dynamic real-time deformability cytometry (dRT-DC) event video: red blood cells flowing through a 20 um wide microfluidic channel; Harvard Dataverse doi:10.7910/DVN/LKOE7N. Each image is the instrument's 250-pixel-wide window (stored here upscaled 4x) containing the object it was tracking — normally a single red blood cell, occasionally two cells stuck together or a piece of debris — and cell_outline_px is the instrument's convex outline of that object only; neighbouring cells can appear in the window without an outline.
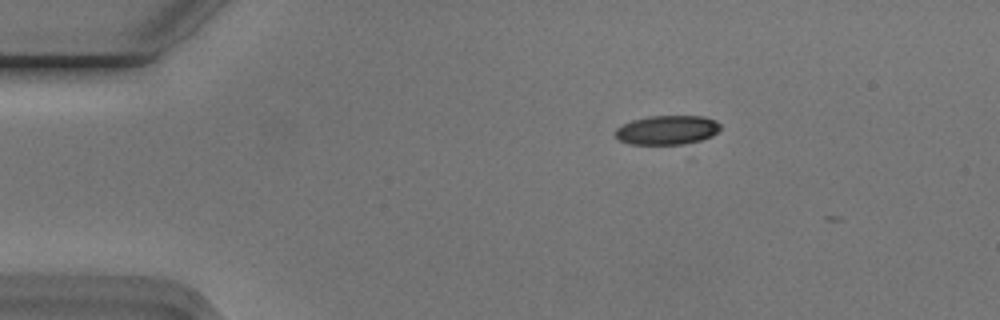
{"species": "Egyptian fruit bat (a non-hibernating species)", "species_latin": "Rousettus aegyptiacus", "temperature_condition": "cold", "stored_images_in_passage": 2, "camera_frame_rate_fps": 3000, "um_per_image_px": 0.085, "animal": {"sex": "male"}, "frame": {"image": 1, "passage_image": 1, "time_ms": 0.0, "image_size_px": [1000, 320], "cell_outline_px": [[720, 128], [712, 136], [700, 140], [684, 144], [628, 144], [620, 140], [616, 136], [616, 128], [632, 120], [648, 116], [704, 116], [716, 120], [720, 124]], "centroid_in_image_um": [56.72, 11.04], "position_along_channel_um": 28.3, "area_um2": 17.8}}